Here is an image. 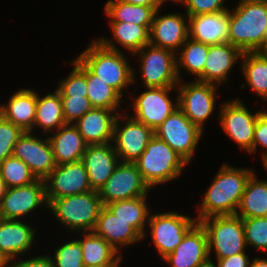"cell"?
<instances>
[{
    "instance_id": "obj_1",
    "label": "cell",
    "mask_w": 267,
    "mask_h": 267,
    "mask_svg": "<svg viewBox=\"0 0 267 267\" xmlns=\"http://www.w3.org/2000/svg\"><path fill=\"white\" fill-rule=\"evenodd\" d=\"M253 169L222 164L198 207L197 221L218 215H234Z\"/></svg>"
},
{
    "instance_id": "obj_7",
    "label": "cell",
    "mask_w": 267,
    "mask_h": 267,
    "mask_svg": "<svg viewBox=\"0 0 267 267\" xmlns=\"http://www.w3.org/2000/svg\"><path fill=\"white\" fill-rule=\"evenodd\" d=\"M197 223L195 217L172 210L165 213H150L147 224L151 241L161 259L172 253Z\"/></svg>"
},
{
    "instance_id": "obj_28",
    "label": "cell",
    "mask_w": 267,
    "mask_h": 267,
    "mask_svg": "<svg viewBox=\"0 0 267 267\" xmlns=\"http://www.w3.org/2000/svg\"><path fill=\"white\" fill-rule=\"evenodd\" d=\"M113 34L110 40L107 37H100L99 41L105 48L121 51L118 46H122V49L129 51L131 56L135 54L145 45L149 44V30L143 25H136L129 22H109L108 24ZM114 37V38H113ZM115 41V42H114Z\"/></svg>"
},
{
    "instance_id": "obj_9",
    "label": "cell",
    "mask_w": 267,
    "mask_h": 267,
    "mask_svg": "<svg viewBox=\"0 0 267 267\" xmlns=\"http://www.w3.org/2000/svg\"><path fill=\"white\" fill-rule=\"evenodd\" d=\"M183 81H179L177 85L178 108L192 123L204 131L206 121L214 114L216 94L220 86L197 80L188 83Z\"/></svg>"
},
{
    "instance_id": "obj_6",
    "label": "cell",
    "mask_w": 267,
    "mask_h": 267,
    "mask_svg": "<svg viewBox=\"0 0 267 267\" xmlns=\"http://www.w3.org/2000/svg\"><path fill=\"white\" fill-rule=\"evenodd\" d=\"M199 223L207 234L209 258L213 252L215 259L246 252L244 226L238 215L210 216Z\"/></svg>"
},
{
    "instance_id": "obj_34",
    "label": "cell",
    "mask_w": 267,
    "mask_h": 267,
    "mask_svg": "<svg viewBox=\"0 0 267 267\" xmlns=\"http://www.w3.org/2000/svg\"><path fill=\"white\" fill-rule=\"evenodd\" d=\"M241 61V72L245 79L241 88L249 87L264 101L267 97V58L259 51L244 52Z\"/></svg>"
},
{
    "instance_id": "obj_44",
    "label": "cell",
    "mask_w": 267,
    "mask_h": 267,
    "mask_svg": "<svg viewBox=\"0 0 267 267\" xmlns=\"http://www.w3.org/2000/svg\"><path fill=\"white\" fill-rule=\"evenodd\" d=\"M259 145L262 146L261 149H263V151L265 150L264 152H261L262 160L263 158L267 157V113L263 110H260L257 122L255 124L251 155H253L255 151L257 152L256 149H258Z\"/></svg>"
},
{
    "instance_id": "obj_25",
    "label": "cell",
    "mask_w": 267,
    "mask_h": 267,
    "mask_svg": "<svg viewBox=\"0 0 267 267\" xmlns=\"http://www.w3.org/2000/svg\"><path fill=\"white\" fill-rule=\"evenodd\" d=\"M92 232L103 237L118 252L122 247L135 245L143 239L128 222L117 218L105 206L101 208Z\"/></svg>"
},
{
    "instance_id": "obj_40",
    "label": "cell",
    "mask_w": 267,
    "mask_h": 267,
    "mask_svg": "<svg viewBox=\"0 0 267 267\" xmlns=\"http://www.w3.org/2000/svg\"><path fill=\"white\" fill-rule=\"evenodd\" d=\"M50 255L54 267H83V253L81 244L77 239L66 241L54 249Z\"/></svg>"
},
{
    "instance_id": "obj_27",
    "label": "cell",
    "mask_w": 267,
    "mask_h": 267,
    "mask_svg": "<svg viewBox=\"0 0 267 267\" xmlns=\"http://www.w3.org/2000/svg\"><path fill=\"white\" fill-rule=\"evenodd\" d=\"M52 135H47L56 165L80 161L87 144L74 124L61 126Z\"/></svg>"
},
{
    "instance_id": "obj_22",
    "label": "cell",
    "mask_w": 267,
    "mask_h": 267,
    "mask_svg": "<svg viewBox=\"0 0 267 267\" xmlns=\"http://www.w3.org/2000/svg\"><path fill=\"white\" fill-rule=\"evenodd\" d=\"M26 222L0 219V251L10 262L22 258L34 243L37 230Z\"/></svg>"
},
{
    "instance_id": "obj_11",
    "label": "cell",
    "mask_w": 267,
    "mask_h": 267,
    "mask_svg": "<svg viewBox=\"0 0 267 267\" xmlns=\"http://www.w3.org/2000/svg\"><path fill=\"white\" fill-rule=\"evenodd\" d=\"M218 121L227 136L239 146L240 150L252 153L254 128L260 110L254 113L247 108L240 98H232L221 104Z\"/></svg>"
},
{
    "instance_id": "obj_32",
    "label": "cell",
    "mask_w": 267,
    "mask_h": 267,
    "mask_svg": "<svg viewBox=\"0 0 267 267\" xmlns=\"http://www.w3.org/2000/svg\"><path fill=\"white\" fill-rule=\"evenodd\" d=\"M148 196H139L129 200L110 202L105 207L117 218L128 222L142 237L145 238L146 226L150 216L147 205Z\"/></svg>"
},
{
    "instance_id": "obj_47",
    "label": "cell",
    "mask_w": 267,
    "mask_h": 267,
    "mask_svg": "<svg viewBox=\"0 0 267 267\" xmlns=\"http://www.w3.org/2000/svg\"><path fill=\"white\" fill-rule=\"evenodd\" d=\"M128 4L143 5V6H163L159 0H121Z\"/></svg>"
},
{
    "instance_id": "obj_45",
    "label": "cell",
    "mask_w": 267,
    "mask_h": 267,
    "mask_svg": "<svg viewBox=\"0 0 267 267\" xmlns=\"http://www.w3.org/2000/svg\"><path fill=\"white\" fill-rule=\"evenodd\" d=\"M11 267H54L50 254L31 257L26 260L17 259L11 262Z\"/></svg>"
},
{
    "instance_id": "obj_24",
    "label": "cell",
    "mask_w": 267,
    "mask_h": 267,
    "mask_svg": "<svg viewBox=\"0 0 267 267\" xmlns=\"http://www.w3.org/2000/svg\"><path fill=\"white\" fill-rule=\"evenodd\" d=\"M242 55L239 48L228 42L209 46L204 65V83L217 86L228 83L230 72Z\"/></svg>"
},
{
    "instance_id": "obj_17",
    "label": "cell",
    "mask_w": 267,
    "mask_h": 267,
    "mask_svg": "<svg viewBox=\"0 0 267 267\" xmlns=\"http://www.w3.org/2000/svg\"><path fill=\"white\" fill-rule=\"evenodd\" d=\"M13 156L27 164L37 179L45 180L56 168L48 137H36L34 132H24L14 147Z\"/></svg>"
},
{
    "instance_id": "obj_33",
    "label": "cell",
    "mask_w": 267,
    "mask_h": 267,
    "mask_svg": "<svg viewBox=\"0 0 267 267\" xmlns=\"http://www.w3.org/2000/svg\"><path fill=\"white\" fill-rule=\"evenodd\" d=\"M65 124L60 93L55 89L54 92L43 95L41 98L37 92L36 116L30 132H34L35 129L37 131L38 128L49 133L58 130Z\"/></svg>"
},
{
    "instance_id": "obj_10",
    "label": "cell",
    "mask_w": 267,
    "mask_h": 267,
    "mask_svg": "<svg viewBox=\"0 0 267 267\" xmlns=\"http://www.w3.org/2000/svg\"><path fill=\"white\" fill-rule=\"evenodd\" d=\"M203 132L177 108L154 130L155 136L163 140L188 164L192 162L195 149Z\"/></svg>"
},
{
    "instance_id": "obj_15",
    "label": "cell",
    "mask_w": 267,
    "mask_h": 267,
    "mask_svg": "<svg viewBox=\"0 0 267 267\" xmlns=\"http://www.w3.org/2000/svg\"><path fill=\"white\" fill-rule=\"evenodd\" d=\"M48 208L44 180L38 179L26 186L7 188L0 205L2 219L22 220L34 214L39 206Z\"/></svg>"
},
{
    "instance_id": "obj_41",
    "label": "cell",
    "mask_w": 267,
    "mask_h": 267,
    "mask_svg": "<svg viewBox=\"0 0 267 267\" xmlns=\"http://www.w3.org/2000/svg\"><path fill=\"white\" fill-rule=\"evenodd\" d=\"M24 131L0 115V163L13 156L14 147Z\"/></svg>"
},
{
    "instance_id": "obj_31",
    "label": "cell",
    "mask_w": 267,
    "mask_h": 267,
    "mask_svg": "<svg viewBox=\"0 0 267 267\" xmlns=\"http://www.w3.org/2000/svg\"><path fill=\"white\" fill-rule=\"evenodd\" d=\"M236 215L241 219L267 217V181L254 172L247 181Z\"/></svg>"
},
{
    "instance_id": "obj_46",
    "label": "cell",
    "mask_w": 267,
    "mask_h": 267,
    "mask_svg": "<svg viewBox=\"0 0 267 267\" xmlns=\"http://www.w3.org/2000/svg\"><path fill=\"white\" fill-rule=\"evenodd\" d=\"M241 252L226 258L215 259L218 267H250L251 258Z\"/></svg>"
},
{
    "instance_id": "obj_16",
    "label": "cell",
    "mask_w": 267,
    "mask_h": 267,
    "mask_svg": "<svg viewBox=\"0 0 267 267\" xmlns=\"http://www.w3.org/2000/svg\"><path fill=\"white\" fill-rule=\"evenodd\" d=\"M48 204L57 198L93 191L89 184L84 163L56 165V168L44 180Z\"/></svg>"
},
{
    "instance_id": "obj_3",
    "label": "cell",
    "mask_w": 267,
    "mask_h": 267,
    "mask_svg": "<svg viewBox=\"0 0 267 267\" xmlns=\"http://www.w3.org/2000/svg\"><path fill=\"white\" fill-rule=\"evenodd\" d=\"M94 75L114 88L122 97L123 90L136 83L135 69L121 51L105 48L97 38L76 56Z\"/></svg>"
},
{
    "instance_id": "obj_12",
    "label": "cell",
    "mask_w": 267,
    "mask_h": 267,
    "mask_svg": "<svg viewBox=\"0 0 267 267\" xmlns=\"http://www.w3.org/2000/svg\"><path fill=\"white\" fill-rule=\"evenodd\" d=\"M124 114H118L115 119L112 144L120 162L134 163L145 151L155 133L149 126L132 118L131 114Z\"/></svg>"
},
{
    "instance_id": "obj_49",
    "label": "cell",
    "mask_w": 267,
    "mask_h": 267,
    "mask_svg": "<svg viewBox=\"0 0 267 267\" xmlns=\"http://www.w3.org/2000/svg\"><path fill=\"white\" fill-rule=\"evenodd\" d=\"M7 186L2 177L0 176V205L4 195L6 194Z\"/></svg>"
},
{
    "instance_id": "obj_36",
    "label": "cell",
    "mask_w": 267,
    "mask_h": 267,
    "mask_svg": "<svg viewBox=\"0 0 267 267\" xmlns=\"http://www.w3.org/2000/svg\"><path fill=\"white\" fill-rule=\"evenodd\" d=\"M87 98L93 108L121 110L123 97L86 67Z\"/></svg>"
},
{
    "instance_id": "obj_42",
    "label": "cell",
    "mask_w": 267,
    "mask_h": 267,
    "mask_svg": "<svg viewBox=\"0 0 267 267\" xmlns=\"http://www.w3.org/2000/svg\"><path fill=\"white\" fill-rule=\"evenodd\" d=\"M62 100L63 116L66 124L76 123L93 107L87 97L60 96Z\"/></svg>"
},
{
    "instance_id": "obj_54",
    "label": "cell",
    "mask_w": 267,
    "mask_h": 267,
    "mask_svg": "<svg viewBox=\"0 0 267 267\" xmlns=\"http://www.w3.org/2000/svg\"><path fill=\"white\" fill-rule=\"evenodd\" d=\"M262 163H263V166L265 168V171L267 172V157L266 158H263L262 160ZM267 181V180H266Z\"/></svg>"
},
{
    "instance_id": "obj_30",
    "label": "cell",
    "mask_w": 267,
    "mask_h": 267,
    "mask_svg": "<svg viewBox=\"0 0 267 267\" xmlns=\"http://www.w3.org/2000/svg\"><path fill=\"white\" fill-rule=\"evenodd\" d=\"M80 235L82 239H76L81 244L84 266L120 264L124 255L119 254L103 237L93 232Z\"/></svg>"
},
{
    "instance_id": "obj_2",
    "label": "cell",
    "mask_w": 267,
    "mask_h": 267,
    "mask_svg": "<svg viewBox=\"0 0 267 267\" xmlns=\"http://www.w3.org/2000/svg\"><path fill=\"white\" fill-rule=\"evenodd\" d=\"M267 37V0H239L230 10L228 43L244 52L259 51Z\"/></svg>"
},
{
    "instance_id": "obj_18",
    "label": "cell",
    "mask_w": 267,
    "mask_h": 267,
    "mask_svg": "<svg viewBox=\"0 0 267 267\" xmlns=\"http://www.w3.org/2000/svg\"><path fill=\"white\" fill-rule=\"evenodd\" d=\"M161 9L155 11L149 31V44L177 54L189 38L188 15L177 12L159 15Z\"/></svg>"
},
{
    "instance_id": "obj_29",
    "label": "cell",
    "mask_w": 267,
    "mask_h": 267,
    "mask_svg": "<svg viewBox=\"0 0 267 267\" xmlns=\"http://www.w3.org/2000/svg\"><path fill=\"white\" fill-rule=\"evenodd\" d=\"M161 7L128 4L121 0H108L104 5V13L109 22H129L143 25L150 31L155 11Z\"/></svg>"
},
{
    "instance_id": "obj_23",
    "label": "cell",
    "mask_w": 267,
    "mask_h": 267,
    "mask_svg": "<svg viewBox=\"0 0 267 267\" xmlns=\"http://www.w3.org/2000/svg\"><path fill=\"white\" fill-rule=\"evenodd\" d=\"M119 110L92 108L74 125L87 145H101L113 140V127Z\"/></svg>"
},
{
    "instance_id": "obj_39",
    "label": "cell",
    "mask_w": 267,
    "mask_h": 267,
    "mask_svg": "<svg viewBox=\"0 0 267 267\" xmlns=\"http://www.w3.org/2000/svg\"><path fill=\"white\" fill-rule=\"evenodd\" d=\"M247 247L252 246L267 255V217L242 219Z\"/></svg>"
},
{
    "instance_id": "obj_26",
    "label": "cell",
    "mask_w": 267,
    "mask_h": 267,
    "mask_svg": "<svg viewBox=\"0 0 267 267\" xmlns=\"http://www.w3.org/2000/svg\"><path fill=\"white\" fill-rule=\"evenodd\" d=\"M10 96L6 104H0V115L24 132L31 131L36 116L37 92L21 88Z\"/></svg>"
},
{
    "instance_id": "obj_38",
    "label": "cell",
    "mask_w": 267,
    "mask_h": 267,
    "mask_svg": "<svg viewBox=\"0 0 267 267\" xmlns=\"http://www.w3.org/2000/svg\"><path fill=\"white\" fill-rule=\"evenodd\" d=\"M70 63L73 69L68 77L60 80L56 90L60 96L87 97L86 66L77 57Z\"/></svg>"
},
{
    "instance_id": "obj_35",
    "label": "cell",
    "mask_w": 267,
    "mask_h": 267,
    "mask_svg": "<svg viewBox=\"0 0 267 267\" xmlns=\"http://www.w3.org/2000/svg\"><path fill=\"white\" fill-rule=\"evenodd\" d=\"M209 45L188 38L176 54V69L179 81H182L181 71L196 76L197 81L204 82V65Z\"/></svg>"
},
{
    "instance_id": "obj_8",
    "label": "cell",
    "mask_w": 267,
    "mask_h": 267,
    "mask_svg": "<svg viewBox=\"0 0 267 267\" xmlns=\"http://www.w3.org/2000/svg\"><path fill=\"white\" fill-rule=\"evenodd\" d=\"M134 55L140 57L139 71L145 88L177 87L179 78L174 52L148 44Z\"/></svg>"
},
{
    "instance_id": "obj_50",
    "label": "cell",
    "mask_w": 267,
    "mask_h": 267,
    "mask_svg": "<svg viewBox=\"0 0 267 267\" xmlns=\"http://www.w3.org/2000/svg\"><path fill=\"white\" fill-rule=\"evenodd\" d=\"M0 267H11V262L6 256L0 251Z\"/></svg>"
},
{
    "instance_id": "obj_14",
    "label": "cell",
    "mask_w": 267,
    "mask_h": 267,
    "mask_svg": "<svg viewBox=\"0 0 267 267\" xmlns=\"http://www.w3.org/2000/svg\"><path fill=\"white\" fill-rule=\"evenodd\" d=\"M152 189L144 181L135 163L120 162L99 190L103 206L110 202L146 196Z\"/></svg>"
},
{
    "instance_id": "obj_20",
    "label": "cell",
    "mask_w": 267,
    "mask_h": 267,
    "mask_svg": "<svg viewBox=\"0 0 267 267\" xmlns=\"http://www.w3.org/2000/svg\"><path fill=\"white\" fill-rule=\"evenodd\" d=\"M229 21L230 9L188 16L189 38L209 46L227 43Z\"/></svg>"
},
{
    "instance_id": "obj_4",
    "label": "cell",
    "mask_w": 267,
    "mask_h": 267,
    "mask_svg": "<svg viewBox=\"0 0 267 267\" xmlns=\"http://www.w3.org/2000/svg\"><path fill=\"white\" fill-rule=\"evenodd\" d=\"M102 207L98 191L60 197L48 205L57 221L71 233L77 232V235L93 231Z\"/></svg>"
},
{
    "instance_id": "obj_52",
    "label": "cell",
    "mask_w": 267,
    "mask_h": 267,
    "mask_svg": "<svg viewBox=\"0 0 267 267\" xmlns=\"http://www.w3.org/2000/svg\"><path fill=\"white\" fill-rule=\"evenodd\" d=\"M259 52L267 58V37H266V40H265V43L263 45V47L259 50Z\"/></svg>"
},
{
    "instance_id": "obj_43",
    "label": "cell",
    "mask_w": 267,
    "mask_h": 267,
    "mask_svg": "<svg viewBox=\"0 0 267 267\" xmlns=\"http://www.w3.org/2000/svg\"><path fill=\"white\" fill-rule=\"evenodd\" d=\"M226 1L227 0H178V3L184 5L188 16H194L225 11L228 9L227 6H224Z\"/></svg>"
},
{
    "instance_id": "obj_48",
    "label": "cell",
    "mask_w": 267,
    "mask_h": 267,
    "mask_svg": "<svg viewBox=\"0 0 267 267\" xmlns=\"http://www.w3.org/2000/svg\"><path fill=\"white\" fill-rule=\"evenodd\" d=\"M267 255L265 257H255L250 262V267H267Z\"/></svg>"
},
{
    "instance_id": "obj_5",
    "label": "cell",
    "mask_w": 267,
    "mask_h": 267,
    "mask_svg": "<svg viewBox=\"0 0 267 267\" xmlns=\"http://www.w3.org/2000/svg\"><path fill=\"white\" fill-rule=\"evenodd\" d=\"M134 163L151 189L179 178L184 167L189 165L169 145L156 136L151 139L145 151Z\"/></svg>"
},
{
    "instance_id": "obj_51",
    "label": "cell",
    "mask_w": 267,
    "mask_h": 267,
    "mask_svg": "<svg viewBox=\"0 0 267 267\" xmlns=\"http://www.w3.org/2000/svg\"><path fill=\"white\" fill-rule=\"evenodd\" d=\"M213 258H208L206 261L200 263L197 267H218L216 262L212 261Z\"/></svg>"
},
{
    "instance_id": "obj_55",
    "label": "cell",
    "mask_w": 267,
    "mask_h": 267,
    "mask_svg": "<svg viewBox=\"0 0 267 267\" xmlns=\"http://www.w3.org/2000/svg\"><path fill=\"white\" fill-rule=\"evenodd\" d=\"M163 5H164V2L166 1H171V2H175L176 4L178 3V0H159Z\"/></svg>"
},
{
    "instance_id": "obj_21",
    "label": "cell",
    "mask_w": 267,
    "mask_h": 267,
    "mask_svg": "<svg viewBox=\"0 0 267 267\" xmlns=\"http://www.w3.org/2000/svg\"><path fill=\"white\" fill-rule=\"evenodd\" d=\"M209 258L205 229L198 222L172 253L163 258L171 267H197Z\"/></svg>"
},
{
    "instance_id": "obj_19",
    "label": "cell",
    "mask_w": 267,
    "mask_h": 267,
    "mask_svg": "<svg viewBox=\"0 0 267 267\" xmlns=\"http://www.w3.org/2000/svg\"><path fill=\"white\" fill-rule=\"evenodd\" d=\"M81 161L84 163L88 174L91 189L98 192L120 163L112 142L101 145H88Z\"/></svg>"
},
{
    "instance_id": "obj_37",
    "label": "cell",
    "mask_w": 267,
    "mask_h": 267,
    "mask_svg": "<svg viewBox=\"0 0 267 267\" xmlns=\"http://www.w3.org/2000/svg\"><path fill=\"white\" fill-rule=\"evenodd\" d=\"M0 176L7 188L26 186L38 180L30 167L14 156L0 163Z\"/></svg>"
},
{
    "instance_id": "obj_13",
    "label": "cell",
    "mask_w": 267,
    "mask_h": 267,
    "mask_svg": "<svg viewBox=\"0 0 267 267\" xmlns=\"http://www.w3.org/2000/svg\"><path fill=\"white\" fill-rule=\"evenodd\" d=\"M173 90L177 87H146L128 106L135 112L131 117L155 130L178 108V94L175 103L169 96Z\"/></svg>"
},
{
    "instance_id": "obj_53",
    "label": "cell",
    "mask_w": 267,
    "mask_h": 267,
    "mask_svg": "<svg viewBox=\"0 0 267 267\" xmlns=\"http://www.w3.org/2000/svg\"><path fill=\"white\" fill-rule=\"evenodd\" d=\"M83 267H120V264L94 265V266H83Z\"/></svg>"
}]
</instances>
